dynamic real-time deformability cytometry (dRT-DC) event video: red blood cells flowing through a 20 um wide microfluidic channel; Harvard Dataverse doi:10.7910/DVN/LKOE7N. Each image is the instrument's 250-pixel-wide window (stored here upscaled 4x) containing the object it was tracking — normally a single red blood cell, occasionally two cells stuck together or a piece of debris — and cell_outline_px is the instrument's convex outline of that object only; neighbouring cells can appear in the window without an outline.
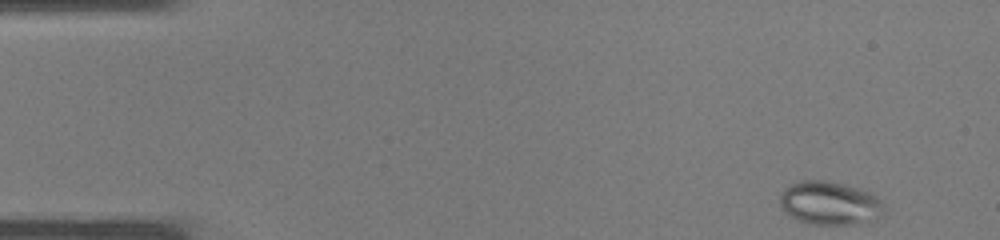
{"species": "common noctule bat (a hibernating species)", "species_latin": "Nyctalus noctula", "temperature_condition": "warm", "stored_images_in_passage": 35, "camera_frame_rate_fps": 3000, "um_per_image_px": 0.085, "animal": {"sex": "male", "body_mass_g": 19.0, "forearm_length_mm": 50.8}, "frame": {"image": 1, "passage_image": 1, "time_ms": 0.0, "image_size_px": [1000, 240], "cell_outline_px": [[884, 216], [868, 224], [808, 224], [784, 212], [780, 208], [780, 192], [784, 188], [800, 180], [824, 180], [844, 184], [860, 188], [876, 196], [880, 200]], "centroid_in_image_um": [70.54, 17.28], "position_along_channel_um": 14.5, "area_um2": 26.7}}
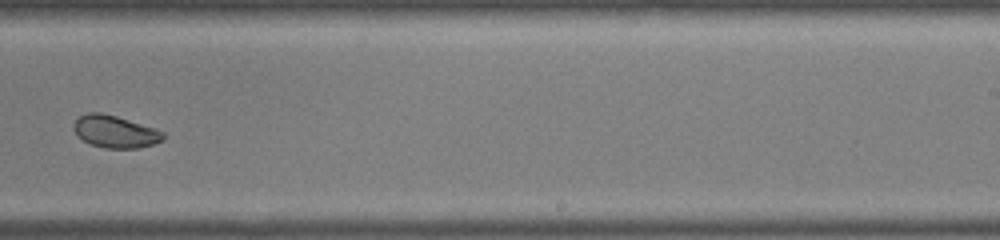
{"frame": {"image": 2, "passage_image": 22, "time_ms": 7.0, "image_size_px": [1000, 240], "cell_outline_px": [[164, 140], [152, 144], [136, 148], [104, 148], [92, 144], [76, 136], [72, 128], [72, 124], [80, 116], [88, 112], [100, 112], [116, 116], [156, 128], [164, 132]], "centroid_in_image_um": [9.76, 11.18], "position_along_channel_um": 279.2, "area_um2": 16.88}}
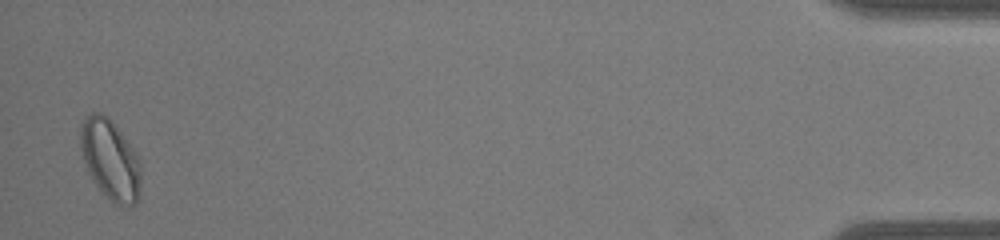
{"frame": {"image": 3, "passage_image": 35, "time_ms": 11.333, "image_size_px": [1000, 240], "cell_outline_px": [[140, 196], [136, 204], [116, 204], [96, 184], [88, 172], [84, 164], [80, 148], [80, 124], [92, 112], [100, 112], [108, 116], [112, 120], [132, 148], [140, 160]], "centroid_in_image_um": [9.36, 13.52], "position_along_channel_um": 425.8, "area_um2": 27.98}}